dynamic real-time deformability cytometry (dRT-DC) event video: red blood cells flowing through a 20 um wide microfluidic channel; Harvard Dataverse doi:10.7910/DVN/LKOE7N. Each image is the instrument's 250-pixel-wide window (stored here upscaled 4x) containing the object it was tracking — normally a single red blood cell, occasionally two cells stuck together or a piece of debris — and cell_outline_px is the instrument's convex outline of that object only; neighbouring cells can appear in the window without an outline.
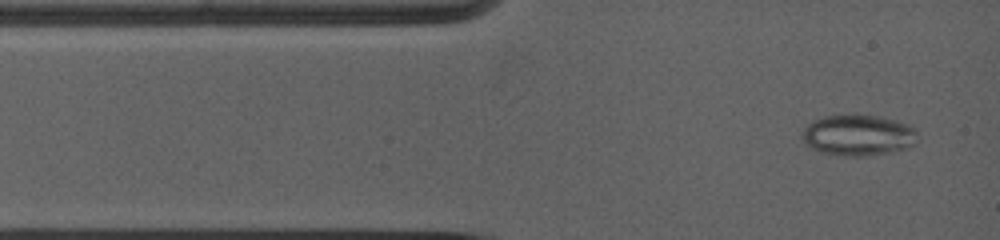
{"species": "common noctule bat (a hibernating species)", "species_latin": "Nyctalus noctula", "temperature_condition": "warm", "stored_images_in_passage": 6, "camera_frame_rate_fps": 5000, "um_per_image_px": 0.085, "animal": {"sex": "female", "body_mass_g": 19.0, "forearm_length_mm": 53.3}, "frame": {"image": 1, "passage_image": 1, "time_ms": 0.0, "image_size_px": [1000, 240], "cell_outline_px": [[916, 144], [908, 148], [868, 156], [844, 156], [824, 152], [812, 148], [804, 144], [800, 136], [800, 132], [808, 124], [824, 116], [852, 112], [880, 116], [896, 120], [908, 124], [916, 128]], "centroid_in_image_um": [72.94, 11.46], "position_along_channel_um": 12.1, "area_um2": 28.26}}
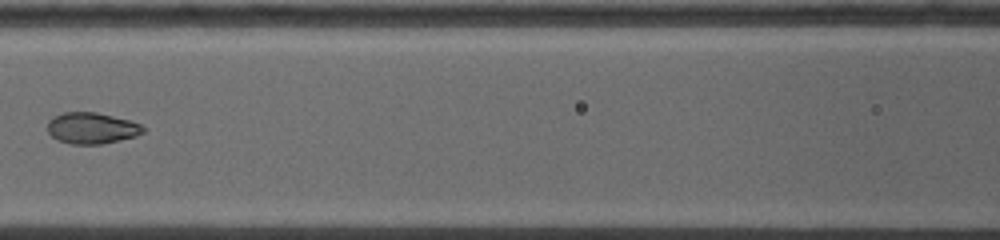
{"frame": {"image": 2, "passage_image": 5, "time_ms": 4.6, "image_size_px": [1000, 240], "cell_outline_px": [[148, 128], [144, 132], [136, 136], [100, 144], [72, 144], [56, 140], [48, 132], [48, 120], [52, 116], [64, 112], [96, 112], [128, 120], [140, 124]], "centroid_in_image_um": [7.78, 10.89], "position_along_channel_um": 158.8, "area_um2": 17.46}}
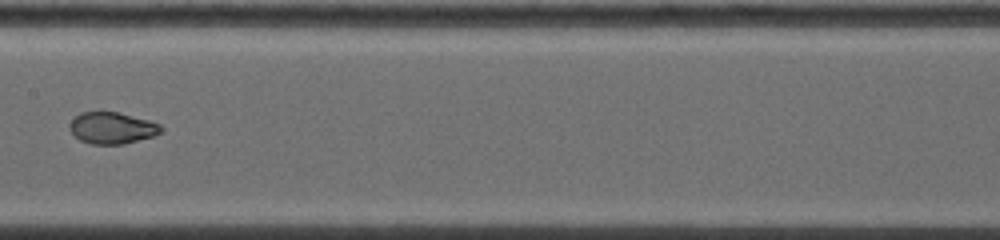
{"frame": {"image": 3, "passage_image": 6, "time_ms": 5.6, "image_size_px": [1000, 240], "cell_outline_px": [[164, 132], [152, 136], [124, 144], [92, 144], [80, 140], [68, 128], [68, 124], [80, 112], [120, 112], [148, 120], [160, 124], [164, 128]], "centroid_in_image_um": [9.54, 10.87], "position_along_channel_um": 197.9, "area_um2": 16.88}}